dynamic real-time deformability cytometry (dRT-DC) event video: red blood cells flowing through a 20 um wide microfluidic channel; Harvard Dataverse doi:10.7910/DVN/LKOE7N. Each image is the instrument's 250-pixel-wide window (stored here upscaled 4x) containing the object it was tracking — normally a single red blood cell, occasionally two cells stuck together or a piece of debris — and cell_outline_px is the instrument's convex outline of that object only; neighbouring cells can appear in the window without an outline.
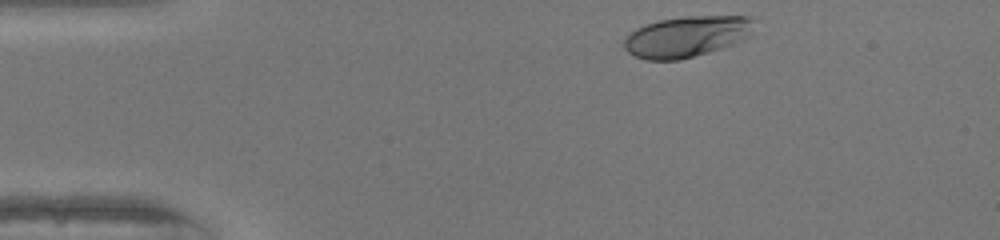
{"species": "human", "species_latin": "Homo sapiens", "temperature_condition": "warm", "stored_images_in_passage": 34, "camera_frame_rate_fps": 3000, "um_per_image_px": 0.085, "donor": {"sex": "female"}, "frame": {"image": 1, "passage_image": 2, "time_ms": 0.333, "image_size_px": [1000, 240], "cell_outline_px": [[752, 36], [732, 44], [708, 52], [680, 60], [644, 60], [628, 52], [624, 48], [624, 36], [636, 28], [660, 20], [684, 16], [748, 16], [752, 20]], "centroid_in_image_um": [58.34, 3.11], "position_along_channel_um": 26.7, "area_um2": 30.98}}
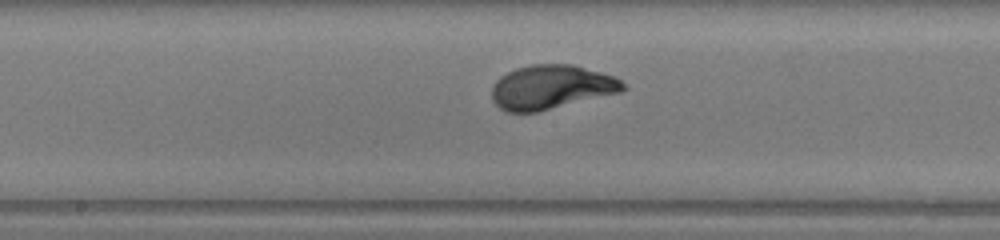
{"frame": {"image": 2, "passage_image": 20, "time_ms": 6.333, "image_size_px": [1000, 240], "cell_outline_px": [[628, 88], [624, 92], [536, 112], [504, 112], [492, 100], [492, 88], [496, 80], [500, 76], [516, 68], [532, 64], [572, 64], [612, 76], [620, 80]], "centroid_in_image_um": [46.86, 7.41], "position_along_channel_um": 201.3, "area_um2": 33.81}}
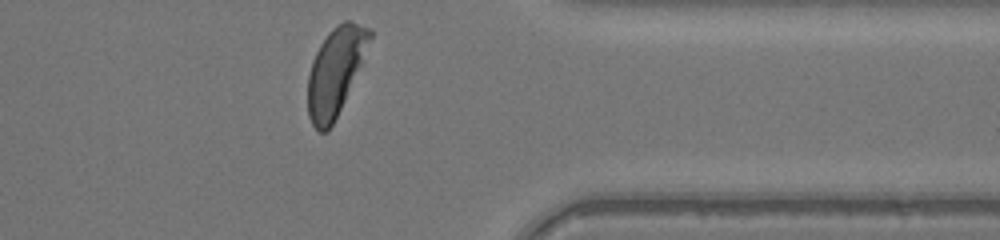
{"frame": {"image": 3, "passage_image": 34, "time_ms": 11.0, "image_size_px": [1000, 240], "cell_outline_px": [[372, 36], [360, 64], [344, 100], [328, 132], [320, 132], [312, 124], [308, 116], [308, 76], [312, 60], [320, 44], [328, 32], [336, 24], [344, 20], [352, 20], [372, 28]], "centroid_in_image_um": [28.49, 6.01], "position_along_channel_um": 382.9, "area_um2": 31.04}, "authors_computed_cell_mechanics": {"area_um2": 32.4258, "velocity_mm_per_s": 4.1321, "shape_relaxation_time_tau1_ms": 2.0759, "shape_relaxation_time_tau2_ms": null, "deformation_change_tau1": 0.1821, "deformation_change_tau2": null}}